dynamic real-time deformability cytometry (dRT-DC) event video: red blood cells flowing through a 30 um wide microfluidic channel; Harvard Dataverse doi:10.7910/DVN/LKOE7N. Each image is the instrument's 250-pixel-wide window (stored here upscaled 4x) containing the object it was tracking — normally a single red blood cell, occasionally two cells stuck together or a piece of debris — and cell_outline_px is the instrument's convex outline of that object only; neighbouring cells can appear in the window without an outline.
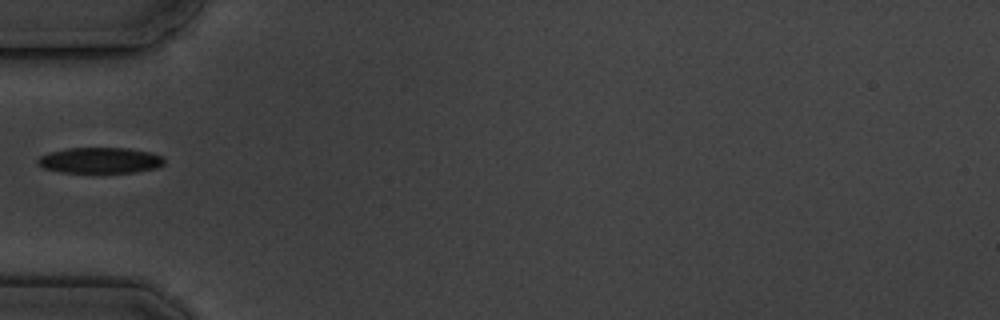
{"species": "common noctule bat (a hibernating species)", "species_latin": "Nyctalus noctula", "temperature_condition": "cold", "stored_images_in_passage": 15, "camera_frame_rate_fps": 3000, "um_per_image_px": 0.085, "animal": {"sex": "male", "body_mass_g": 19.5, "forearm_length_mm": 54.6}, "frame": {"image": 1, "passage_image": 5, "time_ms": 5.667, "image_size_px": [1000, 320], "cell_outline_px": [[164, 164], [156, 168], [136, 172], [60, 172], [44, 168], [36, 164], [36, 160], [40, 156], [52, 152], [68, 148], [128, 148], [148, 152], [164, 156]], "centroid_in_image_um": [8.51, 13.63], "position_along_channel_um": 76.5, "area_um2": 18.96}}
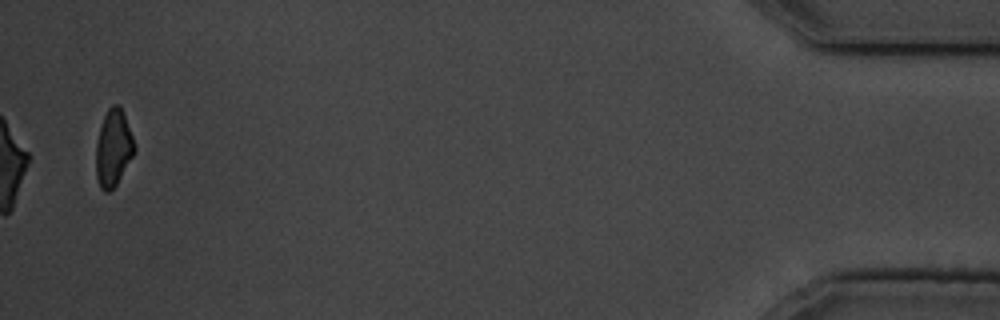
{"frame": {"image": 2, "passage_image": 15, "time_ms": 18.0, "image_size_px": [1000, 320], "cell_outline_px": [[136, 152], [116, 184], [108, 192], [104, 192], [100, 188], [96, 176], [96, 144], [100, 124], [108, 108], [112, 104], [116, 104], [124, 112], [136, 148]], "centroid_in_image_um": [9.63, 12.58], "position_along_channel_um": 425.6, "area_um2": 17.28}, "authors_computed_cell_mechanics": {"area_um2": 19.7676, "velocity_mm_per_s": 3.5048, "shape_relaxation_time_tau1_ms": 5.1035, "shape_relaxation_time_tau2_ms": null, "deformation_change_tau1": 0.1568, "deformation_change_tau2": null}}